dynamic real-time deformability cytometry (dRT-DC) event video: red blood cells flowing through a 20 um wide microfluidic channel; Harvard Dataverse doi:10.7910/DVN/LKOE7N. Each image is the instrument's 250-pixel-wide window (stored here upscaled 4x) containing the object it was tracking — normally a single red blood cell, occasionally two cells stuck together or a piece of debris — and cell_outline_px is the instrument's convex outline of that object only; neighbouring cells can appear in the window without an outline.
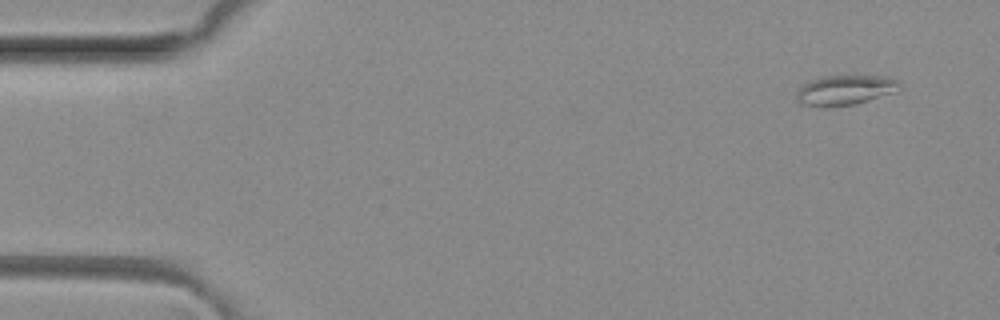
{"species": "common noctule bat (a hibernating species)", "species_latin": "Nyctalus noctula", "temperature_condition": "room temperature", "stored_images_in_passage": 5, "camera_frame_rate_fps": 3000, "um_per_image_px": 0.085, "animal": {"sex": "female", "body_mass_g": 29.2, "forearm_length_mm": 56.3}, "frame": {"image": 1, "passage_image": 1, "time_ms": 0.0, "image_size_px": [1000, 320], "cell_outline_px": [[900, 84], [896, 92], [868, 100], [852, 104], [800, 104], [796, 100], [796, 92], [804, 84], [812, 80], [824, 76], [888, 76], [896, 80]], "centroid_in_image_um": [71.87, 7.61], "position_along_channel_um": 13.1, "area_um2": 17.17}}
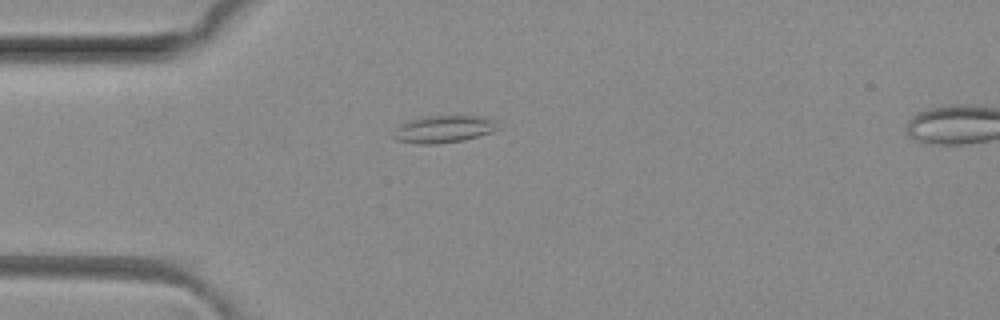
{"frame": {"image": 2, "passage_image": 4, "time_ms": 1.0, "image_size_px": [1000, 320], "cell_outline_px": [[496, 128], [492, 132], [464, 140], [436, 144], [416, 144], [396, 140], [392, 136], [392, 132], [400, 124], [408, 120], [424, 116], [488, 116], [496, 120]], "centroid_in_image_um": [37.67, 10.97], "position_along_channel_um": 47.3, "area_um2": 16.76}}